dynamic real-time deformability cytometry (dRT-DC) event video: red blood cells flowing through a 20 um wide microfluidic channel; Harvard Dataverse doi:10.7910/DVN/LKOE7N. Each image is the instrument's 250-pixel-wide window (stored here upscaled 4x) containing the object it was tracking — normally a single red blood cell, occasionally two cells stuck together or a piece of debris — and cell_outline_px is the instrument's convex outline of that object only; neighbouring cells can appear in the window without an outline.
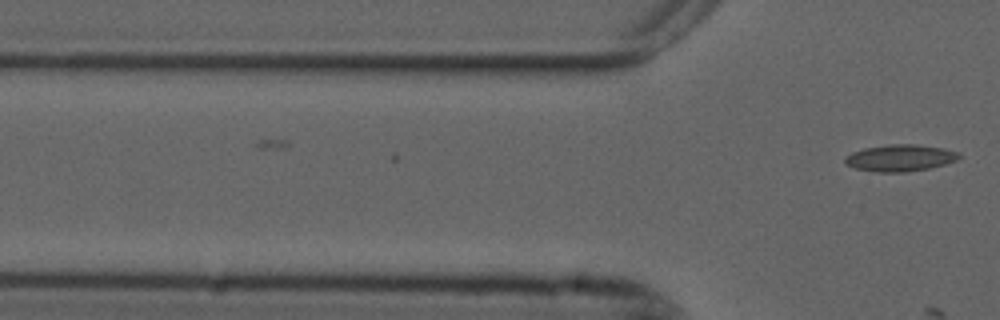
{"species": "common noctule bat (a hibernating species)", "species_latin": "Nyctalus noctula", "temperature_condition": "cold", "stored_images_in_passage": 3, "camera_frame_rate_fps": 3000, "um_per_image_px": 0.085, "animal": {"sex": "male", "forearm_length_mm": 52.5}, "frame": {"image": 1, "passage_image": 3, "time_ms": 0.667, "image_size_px": [1000, 320], "cell_outline_px": [[960, 156], [956, 160], [944, 164], [928, 168], [904, 172], [876, 172], [856, 168], [844, 164], [844, 160], [852, 152], [864, 148], [888, 144], [916, 144], [944, 148], [960, 152]], "centroid_in_image_um": [76.51, 13.41], "position_along_channel_um": 49.3, "area_um2": 17.69}}